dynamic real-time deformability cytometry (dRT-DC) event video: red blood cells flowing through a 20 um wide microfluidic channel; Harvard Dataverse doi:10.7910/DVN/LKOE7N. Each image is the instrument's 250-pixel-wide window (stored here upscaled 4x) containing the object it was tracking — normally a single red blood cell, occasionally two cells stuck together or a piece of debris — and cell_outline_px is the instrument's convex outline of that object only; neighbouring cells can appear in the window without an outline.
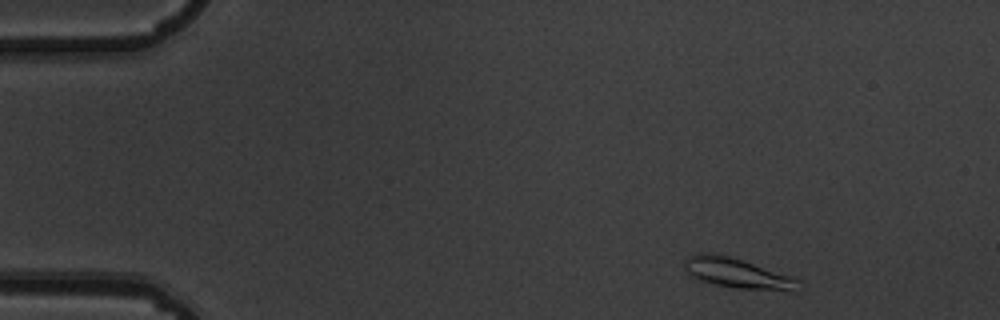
{"species": "common noctule bat (a hibernating species)", "species_latin": "Nyctalus noctula", "temperature_condition": "warm", "stored_images_in_passage": 6, "camera_frame_rate_fps": 3000, "um_per_image_px": 0.085, "animal": {"sex": "male", "body_mass_g": 19.5, "forearm_length_mm": 54.6}, "frame": {"image": 1, "passage_image": 1, "time_ms": 0.0, "image_size_px": [1000, 320], "cell_outline_px": [[800, 280], [796, 292], [736, 288], [716, 284], [700, 280], [692, 276], [684, 268], [684, 260], [688, 256], [700, 252], [712, 252], [744, 260]], "centroid_in_image_um": [62.66, 23.22], "position_along_channel_um": 22.3, "area_um2": 19.94}}
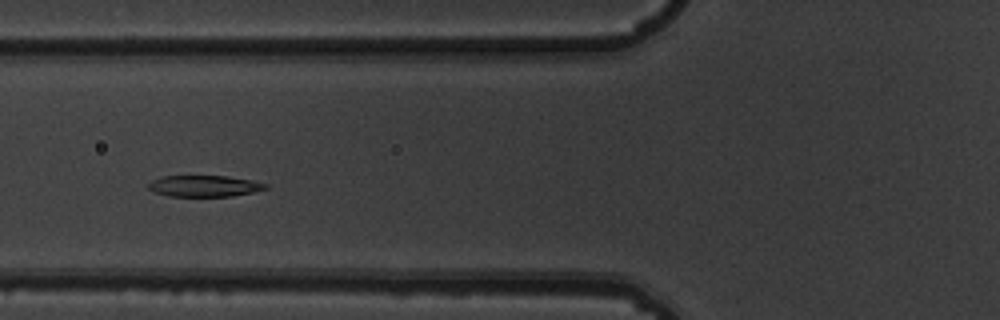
{"frame": {"image": 2, "passage_image": 5, "time_ms": 1.333, "image_size_px": [1000, 320], "cell_outline_px": [[268, 188], [252, 192], [232, 196], [168, 196], [156, 192], [148, 188], [148, 184], [152, 180], [160, 176], [228, 176], [252, 180], [268, 184]], "centroid_in_image_um": [17.37, 15.8], "position_along_channel_um": 108.4, "area_um2": 14.51}}
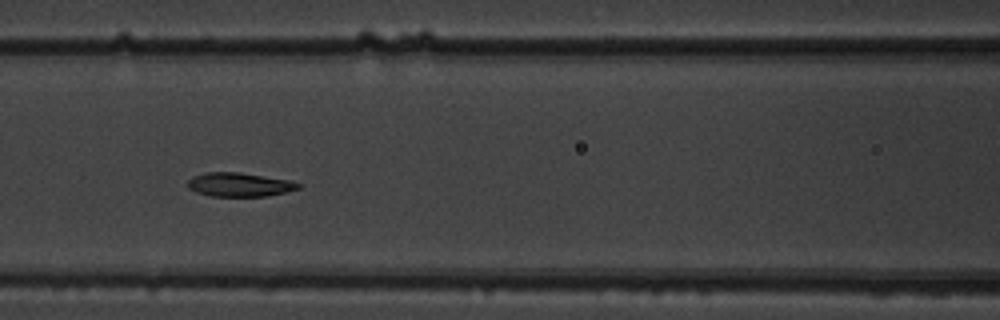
{"frame": {"image": 3, "passage_image": 6, "time_ms": 1.667, "image_size_px": [1000, 320], "cell_outline_px": [[304, 184], [300, 188], [268, 196], [212, 196], [196, 192], [188, 188], [188, 180], [192, 176], [208, 172], [236, 172], [288, 180]], "centroid_in_image_um": [20.34, 15.69], "position_along_channel_um": 146.3, "area_um2": 15.26}}